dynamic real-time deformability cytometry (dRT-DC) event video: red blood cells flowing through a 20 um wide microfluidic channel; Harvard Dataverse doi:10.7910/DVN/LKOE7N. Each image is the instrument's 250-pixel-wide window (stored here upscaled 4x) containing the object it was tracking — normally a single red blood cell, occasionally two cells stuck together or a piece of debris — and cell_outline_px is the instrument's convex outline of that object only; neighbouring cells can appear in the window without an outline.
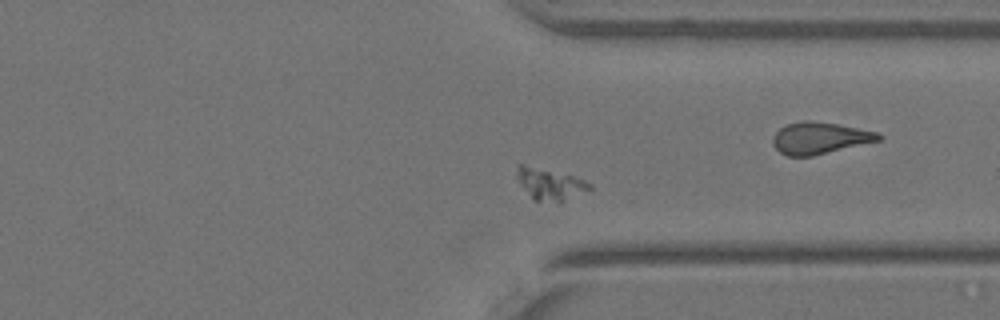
{"species": "Egyptian fruit bat (a non-hibernating species)", "species_latin": "Rousettus aegyptiacus", "temperature_condition": "warm", "stored_images_in_passage": 38, "segment_of_instrument_passage": [1, 2], "camera_frame_rate_fps": 3000, "um_per_image_px": 0.085, "animal": {"sex": "female"}, "frame": {"image": 1, "passage_image": 27, "time_ms": 8.667, "image_size_px": [1000, 320], "cell_outline_px": [[592, 188], [564, 200], [532, 200], [520, 184], [516, 176], [516, 164], [524, 164], [572, 176], [584, 180], [592, 184]], "centroid_in_image_um": [46.68, 15.61], "position_along_channel_um": 364.7, "area_um2": 12.95}}
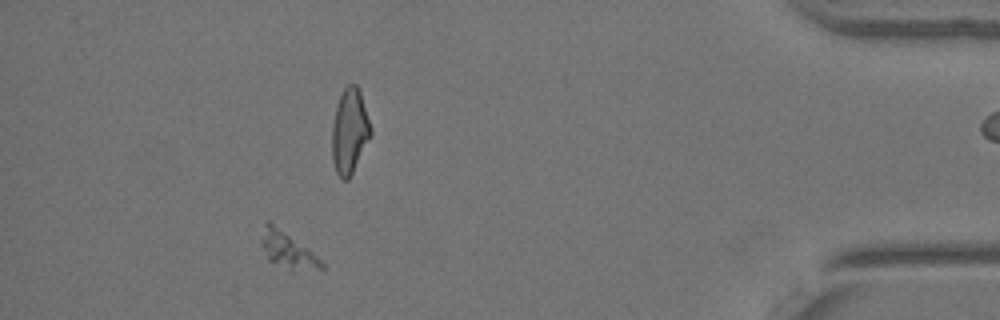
{"frame": {"image": 2, "passage_image": 33, "time_ms": 10.667, "image_size_px": [1000, 320], "cell_outline_px": [[324, 268], [292, 272], [288, 272], [268, 260], [260, 244], [260, 240], [264, 220], [272, 220], [308, 248], [324, 264]], "centroid_in_image_um": [24.38, 21.23], "position_along_channel_um": 410.8, "area_um2": 13.47}}